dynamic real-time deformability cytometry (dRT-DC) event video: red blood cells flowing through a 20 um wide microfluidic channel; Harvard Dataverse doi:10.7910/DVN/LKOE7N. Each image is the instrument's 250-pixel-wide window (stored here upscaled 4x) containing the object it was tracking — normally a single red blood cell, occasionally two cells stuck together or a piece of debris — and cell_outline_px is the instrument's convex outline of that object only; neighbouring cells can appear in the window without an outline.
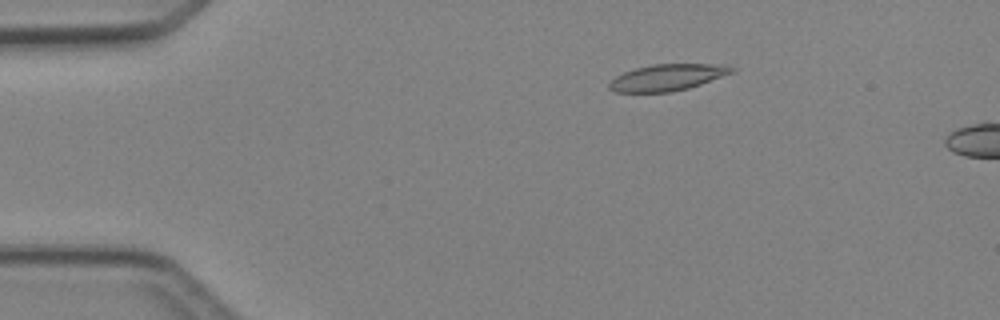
{"species": "Egyptian fruit bat (a non-hibernating species)", "species_latin": "Rousettus aegyptiacus", "temperature_condition": "cold", "stored_images_in_passage": 5, "camera_frame_rate_fps": 3000, "um_per_image_px": 0.085, "animal": {"sex": "female"}, "frame": {"image": 1, "passage_image": 3, "time_ms": 2.333, "image_size_px": [1000, 320], "cell_outline_px": [[736, 68], [732, 72], [700, 84], [688, 88], [672, 92], [616, 92], [608, 88], [608, 84], [616, 76], [624, 72], [636, 68], [652, 64], [724, 64]], "centroid_in_image_um": [56.7, 6.58], "position_along_channel_um": 28.3, "area_um2": 18.73}}